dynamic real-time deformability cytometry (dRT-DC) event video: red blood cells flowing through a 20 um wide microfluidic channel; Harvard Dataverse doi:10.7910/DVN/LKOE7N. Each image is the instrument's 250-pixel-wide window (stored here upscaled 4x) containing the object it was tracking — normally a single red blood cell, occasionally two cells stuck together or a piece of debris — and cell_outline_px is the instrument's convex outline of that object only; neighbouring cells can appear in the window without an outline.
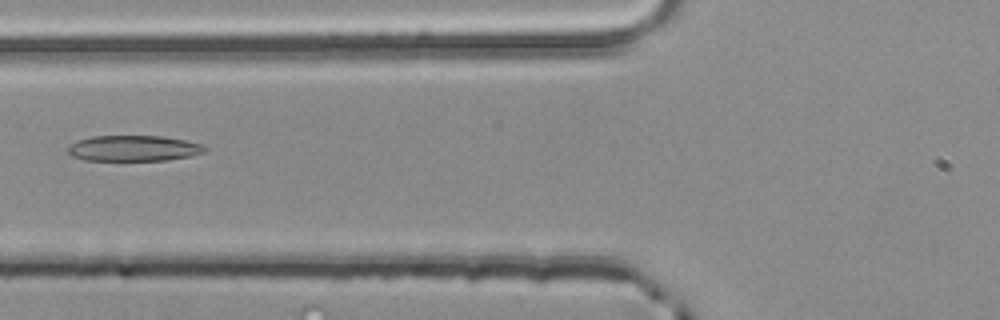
{"species": "common noctule bat (a hibernating species)", "species_latin": "Nyctalus noctula", "temperature_condition": "room temperature", "stored_images_in_passage": 4, "camera_frame_rate_fps": 3000, "um_per_image_px": 0.085, "animal": {"sex": "male", "body_mass_g": 20.4}, "frame": {"image": 1, "passage_image": 4, "time_ms": 1.0, "image_size_px": [1000, 320], "cell_outline_px": [[208, 148], [204, 152], [192, 156], [168, 160], [84, 160], [72, 156], [68, 152], [68, 148], [76, 140], [92, 136], [160, 136], [184, 140], [204, 144]], "centroid_in_image_um": [11.39, 12.6], "position_along_channel_um": 114.4, "area_um2": 20.58}}